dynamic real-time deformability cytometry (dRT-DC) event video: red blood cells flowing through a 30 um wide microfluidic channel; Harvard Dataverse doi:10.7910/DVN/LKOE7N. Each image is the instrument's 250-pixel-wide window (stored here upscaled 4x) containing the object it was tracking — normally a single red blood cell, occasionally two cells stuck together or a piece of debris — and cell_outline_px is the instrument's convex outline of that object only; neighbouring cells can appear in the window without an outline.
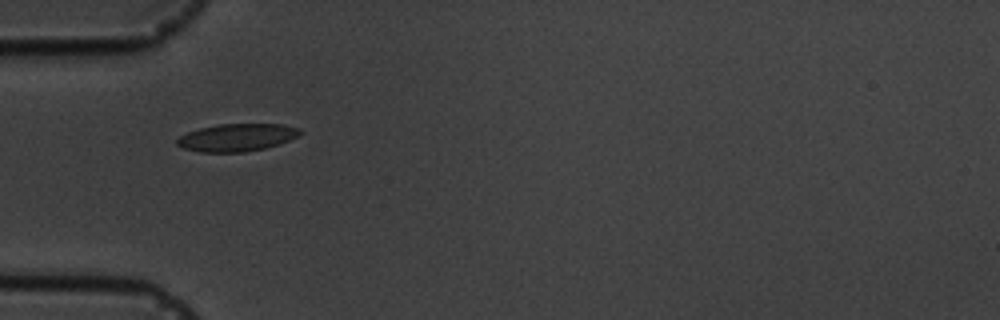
{"species": "common noctule bat (a hibernating species)", "species_latin": "Nyctalus noctula", "temperature_condition": "cold", "stored_images_in_passage": 2, "camera_frame_rate_fps": 3000, "um_per_image_px": 0.085, "animal": {"sex": "male", "body_mass_g": 19.5, "forearm_length_mm": 54.6}, "frame": {"image": 1, "passage_image": 1, "time_ms": 0.0, "image_size_px": [1000, 320], "cell_outline_px": [[304, 132], [288, 140], [264, 148], [244, 152], [200, 152], [184, 148], [176, 144], [176, 140], [180, 136], [188, 132], [200, 128], [220, 124], [280, 124], [300, 128]], "centroid_in_image_um": [20.12, 11.68], "position_along_channel_um": 64.9, "area_um2": 19.54}}
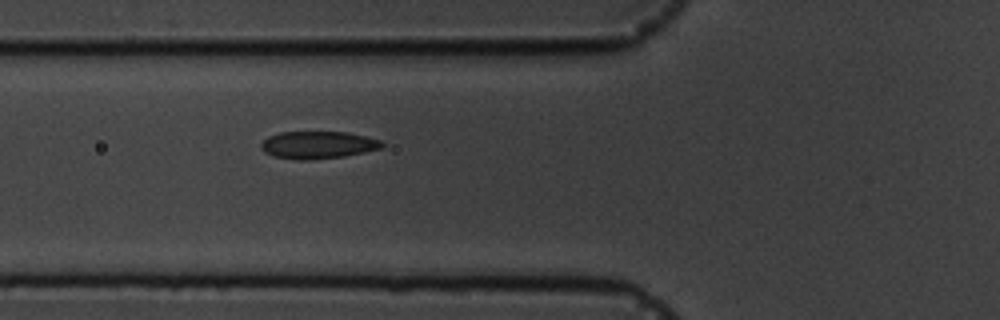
{"frame": {"image": 2, "passage_image": 2, "time_ms": 1.0, "image_size_px": [1000, 320], "cell_outline_px": [[384, 144], [380, 148], [364, 152], [344, 156], [312, 160], [296, 160], [272, 156], [264, 152], [260, 148], [260, 144], [268, 136], [280, 132], [348, 132], [380, 140]], "centroid_in_image_um": [26.97, 12.32], "position_along_channel_um": 98.8, "area_um2": 19.36}}